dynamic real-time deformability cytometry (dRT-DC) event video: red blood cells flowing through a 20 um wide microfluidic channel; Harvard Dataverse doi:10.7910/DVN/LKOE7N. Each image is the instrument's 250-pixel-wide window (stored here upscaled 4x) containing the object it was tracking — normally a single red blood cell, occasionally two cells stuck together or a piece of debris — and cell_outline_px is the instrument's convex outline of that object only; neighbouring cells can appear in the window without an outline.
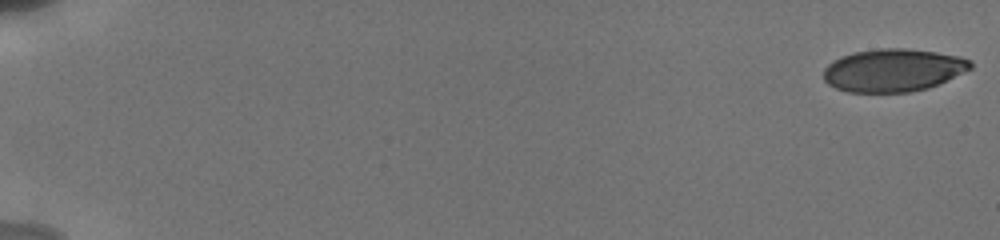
{"species": "human", "species_latin": "Homo sapiens", "temperature_condition": "cold", "stored_images_in_passage": 60, "camera_frame_rate_fps": 3000, "um_per_image_px": 0.085, "donor": {"sex": "male"}, "frame": {"image": 1, "passage_image": 1, "time_ms": 0.0, "image_size_px": [1000, 240], "cell_outline_px": [[972, 68], [928, 88], [912, 92], [848, 92], [836, 88], [828, 84], [824, 80], [824, 68], [832, 60], [856, 52], [880, 48], [904, 48], [936, 52], [960, 56], [972, 60]], "centroid_in_image_um": [75.92, 5.97], "position_along_channel_um": 9.1, "area_um2": 36.53}}
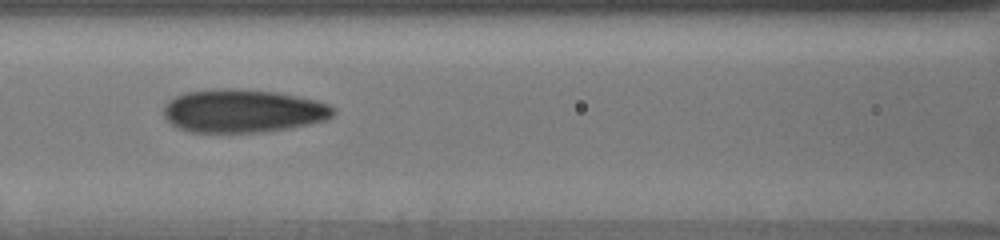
{"frame": {"image": 2, "passage_image": 30, "time_ms": 8.667, "image_size_px": [1000, 240], "cell_outline_px": [[336, 112], [328, 120], [288, 128], [264, 132], [192, 132], [176, 128], [164, 116], [164, 104], [168, 100], [184, 92], [212, 88], [236, 88], [276, 92], [316, 100], [328, 104], [336, 108]], "centroid_in_image_um": [20.64, 9.42], "position_along_channel_um": 146.0, "area_um2": 43.12}}
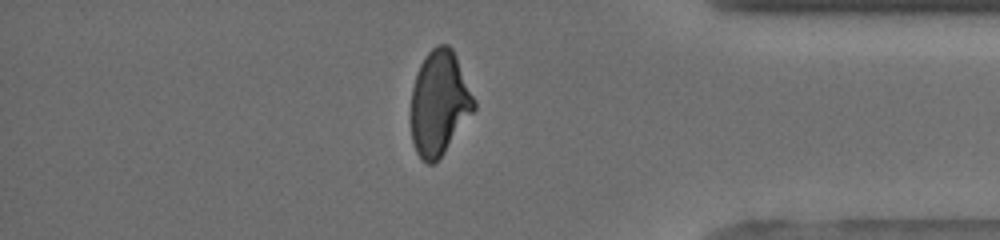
{"frame": {"image": 3, "passage_image": 53, "time_ms": 15.667, "image_size_px": [1000, 240], "cell_outline_px": [[476, 108], [444, 152], [432, 164], [428, 164], [416, 152], [412, 140], [412, 88], [416, 72], [424, 56], [436, 44], [448, 44], [452, 48], [456, 56], [476, 100]], "centroid_in_image_um": [37.35, 8.71], "position_along_channel_um": 397.9, "area_um2": 38.15}, "authors_computed_cell_mechanics": {"area_um2": 39.8242, "velocity_mm_per_s": 3.8587, "shape_relaxation_time_tau1_ms": 5.3539, "shape_relaxation_time_tau2_ms": 1.4536, "deformation_change_tau1": 0.1579, "deformation_change_tau2": 0.0638}}